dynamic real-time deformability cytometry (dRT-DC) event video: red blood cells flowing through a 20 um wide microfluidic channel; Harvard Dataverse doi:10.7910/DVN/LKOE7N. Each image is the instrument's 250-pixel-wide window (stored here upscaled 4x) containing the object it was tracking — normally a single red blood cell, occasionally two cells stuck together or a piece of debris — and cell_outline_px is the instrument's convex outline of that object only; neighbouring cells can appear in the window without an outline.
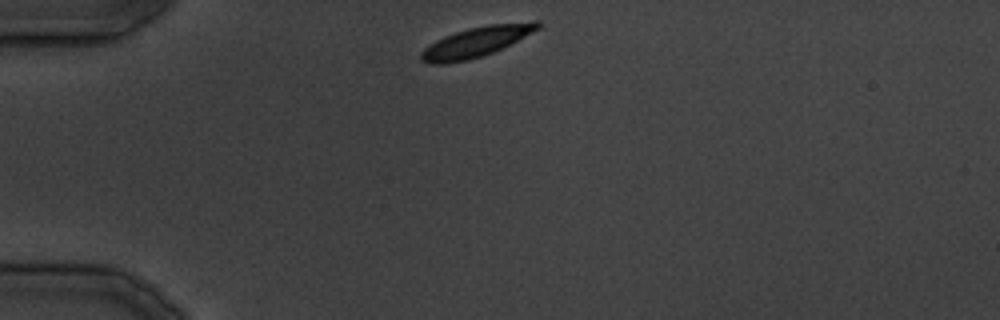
{"species": "common noctule bat (a hibernating species)", "species_latin": "Nyctalus noctula", "temperature_condition": "cold", "stored_images_in_passage": 29, "camera_frame_rate_fps": 3000, "um_per_image_px": 0.085, "animal": {"sex": "male", "body_mass_g": 19.5, "forearm_length_mm": 54.6}, "frame": {"image": 1, "passage_image": 1, "time_ms": 0.0, "image_size_px": [1000, 320], "cell_outline_px": [[540, 28], [484, 56], [468, 60], [448, 64], [428, 64], [420, 60], [420, 52], [424, 48], [436, 40], [444, 36], [468, 28], [488, 24], [532, 20], [540, 20]], "centroid_in_image_um": [40.45, 3.55], "position_along_channel_um": 44.6, "area_um2": 20.58}}
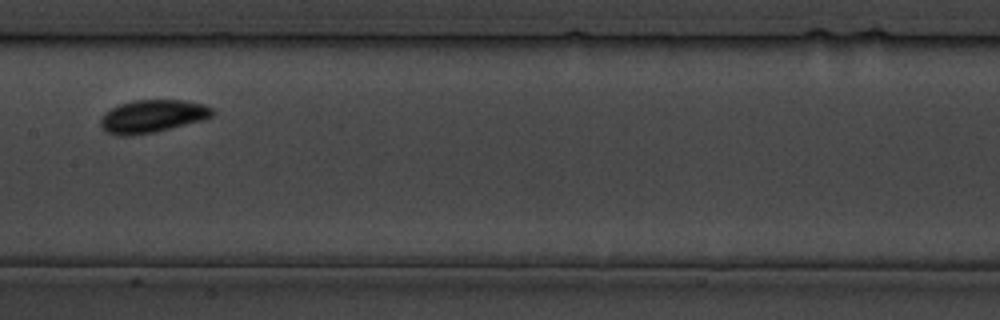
{"frame": {"image": 2, "passage_image": 11, "time_ms": 12.0, "image_size_px": [1000, 320], "cell_outline_px": [[212, 116], [204, 120], [152, 132], [132, 136], [116, 136], [104, 132], [100, 124], [100, 120], [104, 112], [120, 104], [132, 100], [184, 100], [204, 104], [212, 108]], "centroid_in_image_um": [12.9, 9.88], "position_along_channel_um": 194.5, "area_um2": 21.44}}
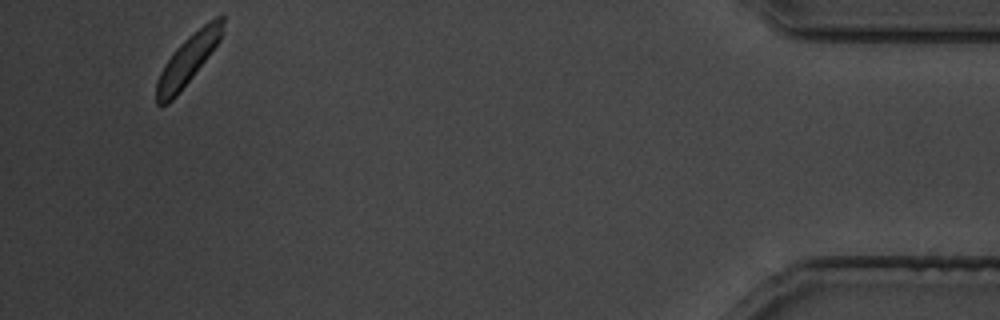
{"frame": {"image": 3, "passage_image": 27, "time_ms": 31.333, "image_size_px": [1000, 320], "cell_outline_px": [[224, 32], [220, 40], [192, 76], [176, 96], [168, 104], [156, 104], [156, 84], [160, 72], [164, 64], [176, 48], [188, 36], [208, 20], [216, 16], [224, 16]], "centroid_in_image_um": [15.98, 5.04], "position_along_channel_um": 419.2, "area_um2": 18.79}}